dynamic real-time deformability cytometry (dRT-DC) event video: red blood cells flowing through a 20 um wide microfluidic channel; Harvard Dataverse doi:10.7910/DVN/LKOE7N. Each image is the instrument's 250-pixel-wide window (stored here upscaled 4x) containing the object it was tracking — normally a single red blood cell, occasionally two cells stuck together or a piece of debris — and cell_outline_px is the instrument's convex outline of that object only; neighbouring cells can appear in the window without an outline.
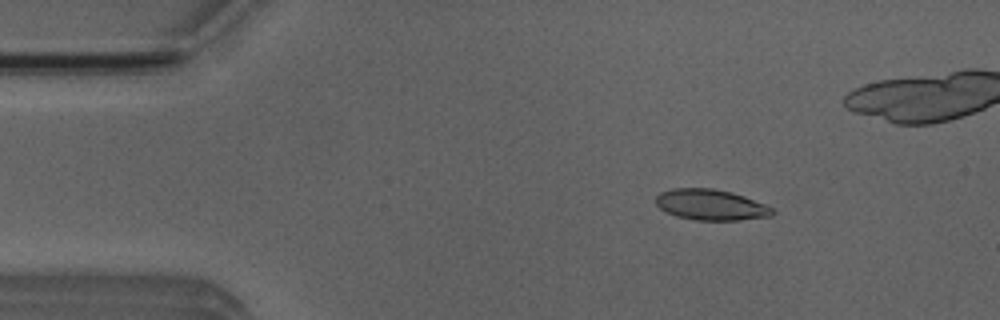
{"species": "Egyptian fruit bat (a non-hibernating species)", "species_latin": "Rousettus aegyptiacus", "temperature_condition": "room temperature", "stored_images_in_passage": 15, "camera_frame_rate_fps": 3000, "um_per_image_px": 0.085, "animal": {"sex": "male"}, "frame": {"image": 1, "passage_image": 8, "time_ms": 2.333, "image_size_px": [1000, 320], "cell_outline_px": [[776, 212], [772, 216], [736, 220], [696, 220], [676, 216], [660, 208], [656, 204], [656, 196], [660, 192], [672, 188], [712, 188], [732, 192], [744, 196], [764, 204], [772, 208]], "centroid_in_image_um": [60.42, 17.4], "position_along_channel_um": 24.6, "area_um2": 20.87}}